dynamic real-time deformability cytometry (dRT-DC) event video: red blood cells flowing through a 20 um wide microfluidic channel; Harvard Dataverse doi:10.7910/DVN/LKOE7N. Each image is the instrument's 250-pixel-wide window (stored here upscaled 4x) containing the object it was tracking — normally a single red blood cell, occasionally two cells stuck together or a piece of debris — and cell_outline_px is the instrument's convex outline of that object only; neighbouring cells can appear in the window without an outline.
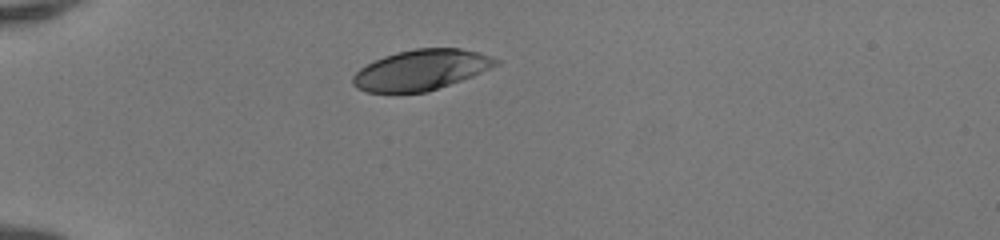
{"species": "human", "species_latin": "Homo sapiens", "temperature_condition": "room temperature", "stored_images_in_passage": 16, "camera_frame_rate_fps": 3000, "um_per_image_px": 0.085, "donor": {"sex": "female"}, "frame": {"image": 1, "passage_image": 1, "time_ms": 0.0, "image_size_px": [1000, 240], "cell_outline_px": [[500, 64], [472, 76], [428, 92], [368, 92], [356, 88], [352, 84], [352, 76], [360, 68], [384, 56], [396, 52], [416, 48], [460, 48], [480, 52], [500, 60]], "centroid_in_image_um": [35.81, 5.94], "position_along_channel_um": 49.2, "area_um2": 33.64}}
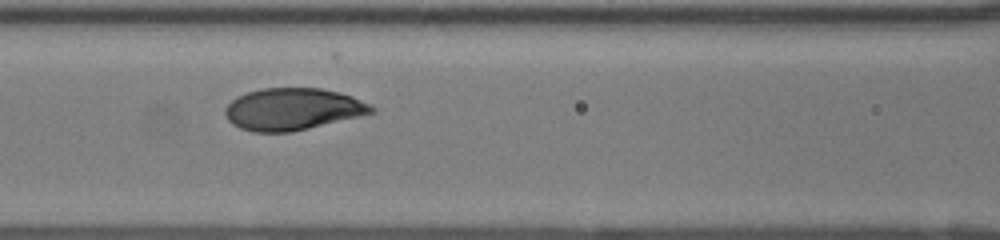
{"frame": {"image": 2, "passage_image": 10, "time_ms": 3.0, "image_size_px": [1000, 240], "cell_outline_px": [[376, 112], [292, 132], [252, 132], [240, 128], [232, 124], [228, 120], [224, 112], [224, 108], [236, 96], [248, 92], [264, 88], [320, 88], [352, 96], [372, 104], [376, 108]], "centroid_in_image_um": [24.87, 9.28], "position_along_channel_um": 141.7, "area_um2": 35.84}}
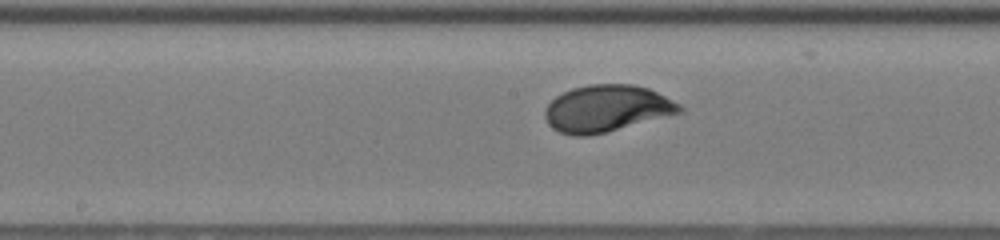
{"frame": {"image": 3, "passage_image": 14, "time_ms": 4.333, "image_size_px": [1000, 240], "cell_outline_px": [[684, 108], [680, 112], [608, 132], [588, 136], [572, 136], [560, 132], [552, 128], [548, 124], [544, 116], [544, 108], [556, 96], [572, 88], [588, 84], [632, 84], [648, 88], [680, 104]], "centroid_in_image_um": [51.52, 9.23], "position_along_channel_um": 196.7, "area_um2": 36.65}}